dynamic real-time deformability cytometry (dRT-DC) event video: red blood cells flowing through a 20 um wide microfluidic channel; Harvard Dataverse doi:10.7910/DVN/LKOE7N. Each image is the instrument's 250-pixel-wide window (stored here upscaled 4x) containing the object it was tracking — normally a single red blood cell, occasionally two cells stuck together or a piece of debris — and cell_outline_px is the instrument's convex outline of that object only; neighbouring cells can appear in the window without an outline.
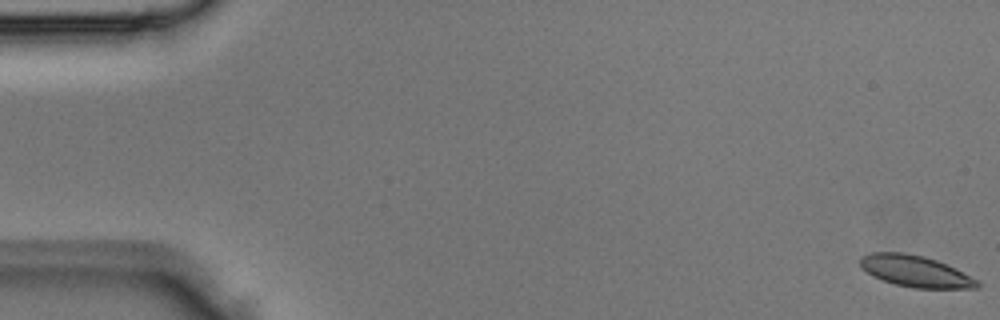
{"species": "Egyptian fruit bat (a non-hibernating species)", "species_latin": "Rousettus aegyptiacus", "temperature_condition": "room temperature", "stored_images_in_passage": 3, "camera_frame_rate_fps": 3000, "um_per_image_px": 0.085, "animal": {"sex": "male"}, "frame": {"image": 1, "passage_image": 1, "time_ms": 0.0, "image_size_px": [1000, 320], "cell_outline_px": [[980, 288], [912, 288], [896, 284], [872, 276], [860, 264], [860, 256], [872, 252], [904, 252], [924, 256], [936, 260], [956, 268], [980, 280]], "centroid_in_image_um": [77.86, 23.05], "position_along_channel_um": 7.1, "area_um2": 21.5}}
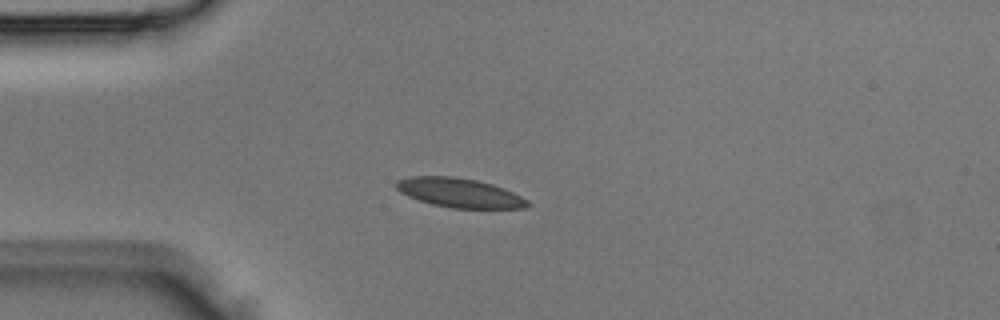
{"frame": {"image": 2, "passage_image": 3, "time_ms": 0.667, "image_size_px": [1000, 320], "cell_outline_px": [[532, 204], [524, 208], [452, 208], [432, 204], [408, 196], [400, 192], [392, 184], [396, 180], [408, 176], [452, 176], [476, 180], [492, 184], [504, 188], [528, 200]], "centroid_in_image_um": [39.02, 16.38], "position_along_channel_um": 46.0, "area_um2": 22.48}}